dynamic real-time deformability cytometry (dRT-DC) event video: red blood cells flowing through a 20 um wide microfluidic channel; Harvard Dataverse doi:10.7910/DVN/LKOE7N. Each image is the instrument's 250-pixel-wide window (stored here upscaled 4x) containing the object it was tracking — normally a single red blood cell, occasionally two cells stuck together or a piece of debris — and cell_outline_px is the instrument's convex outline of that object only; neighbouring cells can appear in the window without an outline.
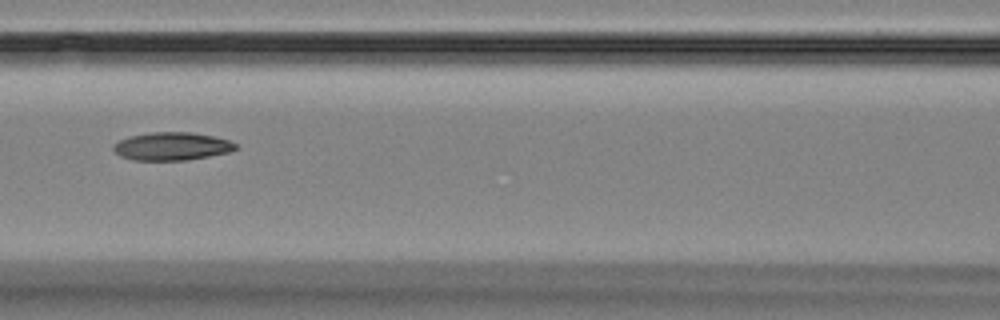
{"species": "Egyptian fruit bat (a non-hibernating species)", "species_latin": "Rousettus aegyptiacus", "temperature_condition": "room temperature", "stored_images_in_passage": 9, "camera_frame_rate_fps": 3000, "um_per_image_px": 0.085, "animal": {"sex": "female"}, "frame": {"image": 1, "passage_image": 9, "time_ms": 10.0, "image_size_px": [1000, 320], "cell_outline_px": [[236, 148], [228, 152], [188, 160], [132, 160], [120, 156], [112, 148], [112, 144], [128, 136], [152, 132], [192, 132], [216, 136], [228, 140], [236, 144]], "centroid_in_image_um": [14.57, 12.43], "position_along_channel_um": 152.0, "area_um2": 20.0}}